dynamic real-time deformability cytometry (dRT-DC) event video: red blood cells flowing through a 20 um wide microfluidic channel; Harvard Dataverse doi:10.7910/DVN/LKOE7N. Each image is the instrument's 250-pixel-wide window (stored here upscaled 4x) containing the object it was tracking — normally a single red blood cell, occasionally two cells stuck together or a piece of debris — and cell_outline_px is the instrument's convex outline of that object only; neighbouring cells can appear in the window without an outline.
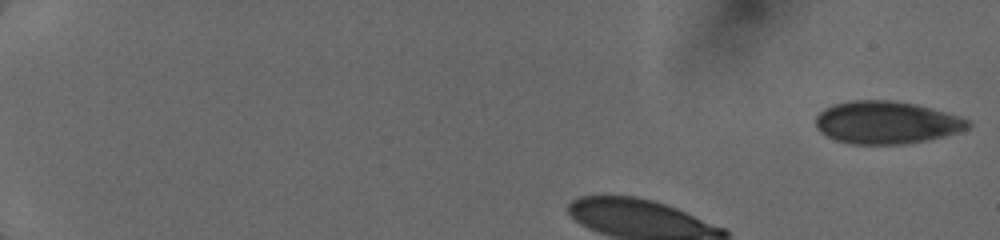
{"species": "human", "species_latin": "Homo sapiens", "temperature_condition": "cold", "stored_images_in_passage": 28, "camera_frame_rate_fps": 3000, "um_per_image_px": 0.085, "donor": {"sex": "female"}, "frame": {"image": 1, "passage_image": 1, "time_ms": 0.0, "image_size_px": [1000, 240], "cell_outline_px": [[972, 124], [968, 128], [960, 132], [944, 136], [904, 144], [852, 144], [836, 140], [820, 132], [816, 128], [816, 116], [824, 108], [836, 104], [852, 100], [888, 100], [912, 104], [960, 116], [972, 120]], "centroid_in_image_um": [75.35, 10.42], "position_along_channel_um": 9.6, "area_um2": 37.57}}
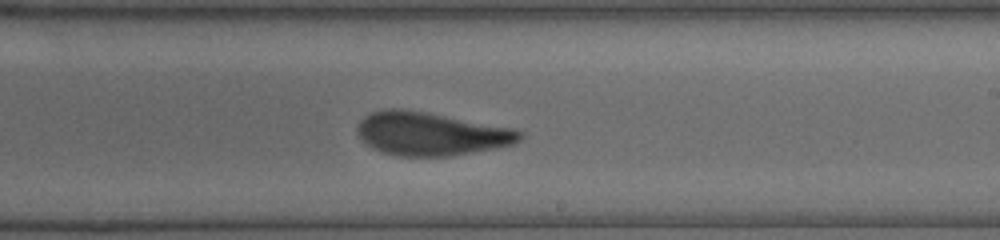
{"frame": {"image": 2, "passage_image": 18, "time_ms": 8.0, "image_size_px": [1000, 240], "cell_outline_px": [[524, 136], [520, 140], [512, 144], [496, 148], [452, 156], [396, 156], [380, 152], [372, 148], [356, 132], [360, 120], [364, 116], [372, 112], [392, 108], [400, 108], [428, 112], [512, 128], [524, 132]], "centroid_in_image_um": [36.63, 11.37], "position_along_channel_um": 252.4, "area_um2": 41.04}}
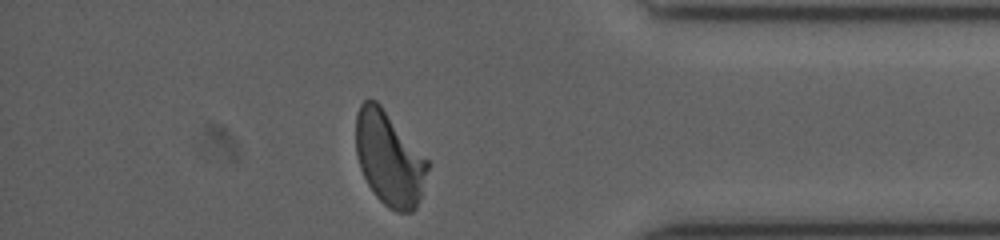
{"frame": {"image": 3, "passage_image": 28, "time_ms": 12.0, "image_size_px": [1000, 240], "cell_outline_px": [[428, 168], [420, 196], [416, 208], [412, 212], [396, 212], [388, 208], [372, 192], [360, 168], [356, 156], [356, 112], [360, 104], [364, 100], [376, 100], [380, 104], [428, 160]], "centroid_in_image_um": [33.05, 13.48], "position_along_channel_um": 402.1, "area_um2": 39.02}}